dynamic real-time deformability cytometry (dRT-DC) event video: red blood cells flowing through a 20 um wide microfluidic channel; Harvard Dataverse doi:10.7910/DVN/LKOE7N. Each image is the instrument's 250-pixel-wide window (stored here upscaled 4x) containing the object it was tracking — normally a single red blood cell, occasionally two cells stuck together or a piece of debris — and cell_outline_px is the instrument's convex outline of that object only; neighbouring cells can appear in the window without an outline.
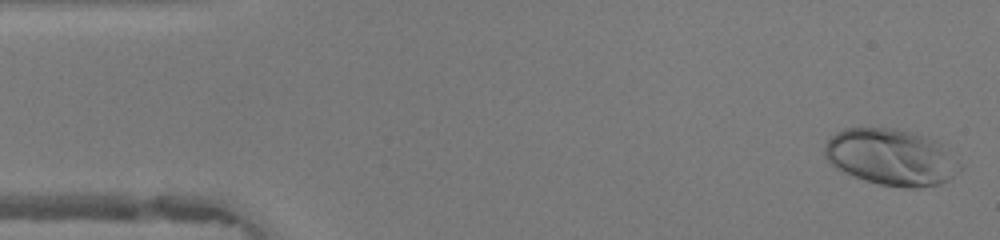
{"species": "human", "species_latin": "Homo sapiens", "temperature_condition": "warm", "stored_images_in_passage": 47, "camera_frame_rate_fps": 3000, "um_per_image_px": 0.085, "donor": {"sex": "female"}, "frame": {"image": 1, "passage_image": 1, "time_ms": 0.0, "image_size_px": [1000, 240], "cell_outline_px": [[964, 168], [960, 172], [948, 180], [940, 184], [920, 188], [904, 188], [880, 184], [864, 180], [844, 172], [836, 168], [824, 156], [824, 148], [828, 140], [836, 132], [844, 128], [896, 128], [912, 132], [936, 140]], "centroid_in_image_um": [75.75, 13.37], "position_along_channel_um": 9.2, "area_um2": 44.51}}
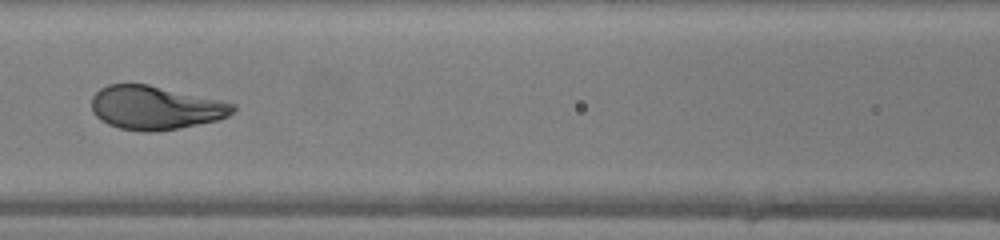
{"frame": {"image": 2, "passage_image": 20, "time_ms": 6.333, "image_size_px": [1000, 240], "cell_outline_px": [[236, 112], [228, 116], [216, 120], [180, 128], [152, 132], [144, 132], [120, 128], [108, 124], [100, 120], [92, 112], [92, 96], [100, 88], [108, 84], [148, 84], [220, 100], [236, 104]], "centroid_in_image_um": [13.2, 9.16], "position_along_channel_um": 153.4, "area_um2": 36.01}}
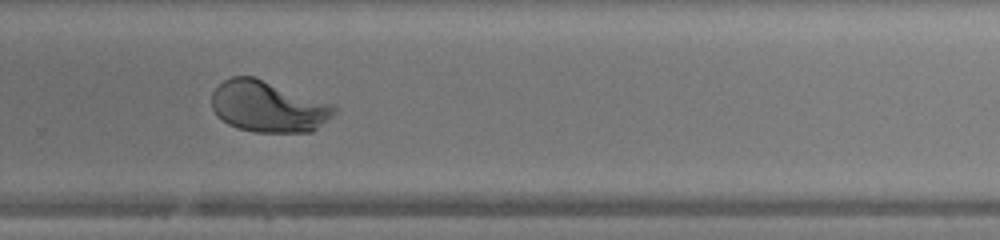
{"frame": {"image": 3, "passage_image": 31, "time_ms": 10.0, "image_size_px": [1000, 240], "cell_outline_px": [[336, 112], [332, 116], [312, 132], [252, 132], [236, 128], [228, 124], [216, 116], [212, 108], [212, 92], [224, 80], [232, 76], [252, 76], [336, 104]], "centroid_in_image_um": [22.8, 9.06], "position_along_channel_um": 307.0, "area_um2": 36.82}, "authors_computed_cell_mechanics": {"area_um2": 36.5874, "velocity_mm_per_s": 4.2021, "shape_relaxation_time_tau1_ms": 2.4575, "shape_relaxation_time_tau2_ms": null, "deformation_change_tau1": 0.2015, "deformation_change_tau2": null}}